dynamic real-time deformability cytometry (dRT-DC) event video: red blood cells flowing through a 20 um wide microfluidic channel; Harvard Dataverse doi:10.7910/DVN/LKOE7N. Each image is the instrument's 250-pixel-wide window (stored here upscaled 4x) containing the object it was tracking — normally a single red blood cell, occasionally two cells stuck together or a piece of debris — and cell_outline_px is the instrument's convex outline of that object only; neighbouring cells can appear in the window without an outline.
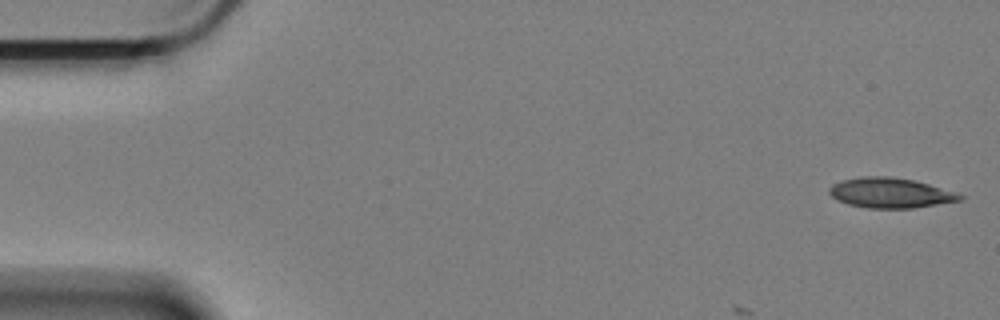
{"species": "Egyptian fruit bat (a non-hibernating species)", "species_latin": "Rousettus aegyptiacus", "temperature_condition": "cold", "stored_images_in_passage": 16, "camera_frame_rate_fps": 3000, "um_per_image_px": 0.085, "animal": {"sex": "female"}, "frame": {"image": 1, "passage_image": 1, "time_ms": 0.0, "image_size_px": [1000, 320], "cell_outline_px": [[964, 196], [960, 200], [912, 208], [868, 208], [848, 204], [836, 200], [828, 192], [828, 188], [832, 184], [840, 180], [864, 176], [888, 176], [912, 180], [928, 184]], "centroid_in_image_um": [75.58, 16.39], "position_along_channel_um": 9.4, "area_um2": 22.6}}